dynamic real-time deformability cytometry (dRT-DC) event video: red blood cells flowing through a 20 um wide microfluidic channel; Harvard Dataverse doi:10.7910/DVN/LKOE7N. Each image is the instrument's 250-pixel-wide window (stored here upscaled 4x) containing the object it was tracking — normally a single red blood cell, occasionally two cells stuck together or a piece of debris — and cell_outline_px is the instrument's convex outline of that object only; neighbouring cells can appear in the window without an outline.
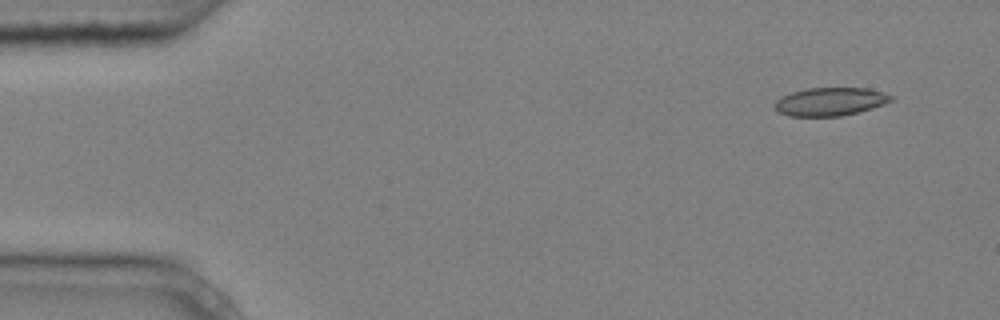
{"species": "common noctule bat (a hibernating species)", "species_latin": "Nyctalus noctula", "temperature_condition": "cold", "stored_images_in_passage": 4, "camera_frame_rate_fps": 3000, "um_per_image_px": 0.085, "animal": {"sex": "male", "body_mass_g": 20.4}, "frame": {"image": 1, "passage_image": 1, "time_ms": 0.0, "image_size_px": [1000, 320], "cell_outline_px": [[896, 96], [892, 100], [884, 104], [872, 108], [840, 116], [788, 116], [780, 112], [776, 108], [776, 100], [792, 92], [808, 88], [868, 88], [884, 92]], "centroid_in_image_um": [70.63, 8.63], "position_along_channel_um": 14.4, "area_um2": 18.96}}
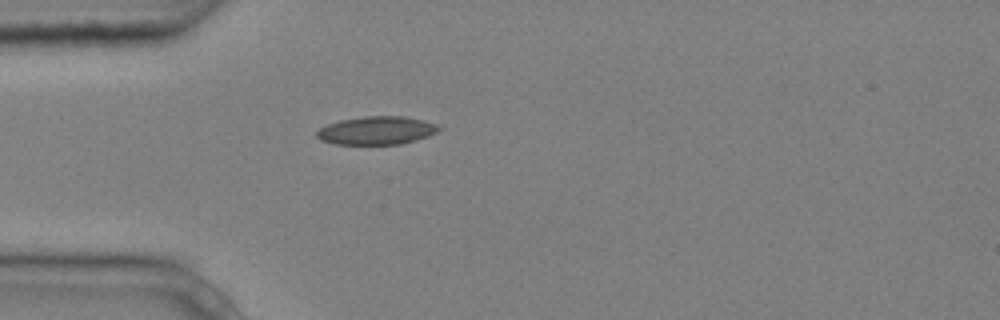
{"frame": {"image": 2, "passage_image": 4, "time_ms": 1.0, "image_size_px": [1000, 320], "cell_outline_px": [[444, 128], [428, 136], [416, 140], [400, 144], [332, 144], [320, 140], [316, 136], [316, 132], [320, 128], [328, 124], [340, 120], [364, 116], [404, 116], [436, 124]], "centroid_in_image_um": [32.0, 11.09], "position_along_channel_um": 53.0, "area_um2": 20.06}}